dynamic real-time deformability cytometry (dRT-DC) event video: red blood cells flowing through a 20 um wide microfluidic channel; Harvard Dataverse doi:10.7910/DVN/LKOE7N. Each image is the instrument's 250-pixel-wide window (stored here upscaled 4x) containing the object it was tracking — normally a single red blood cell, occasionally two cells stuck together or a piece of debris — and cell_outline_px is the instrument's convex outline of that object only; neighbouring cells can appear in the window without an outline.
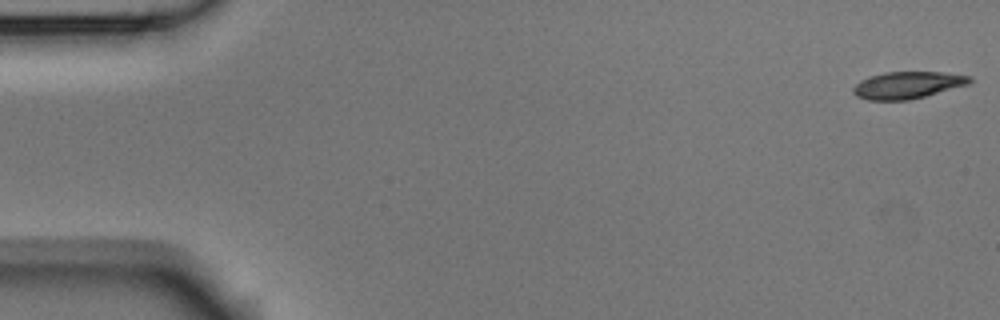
{"species": "Egyptian fruit bat (a non-hibernating species)", "species_latin": "Rousettus aegyptiacus", "temperature_condition": "room temperature", "stored_images_in_passage": 4, "camera_frame_rate_fps": 3000, "um_per_image_px": 0.085, "animal": {"sex": "male"}, "frame": {"image": 1, "passage_image": 1, "time_ms": 0.0, "image_size_px": [1000, 320], "cell_outline_px": [[972, 80], [968, 84], [924, 96], [908, 100], [868, 100], [856, 96], [852, 92], [852, 88], [860, 80], [884, 72], [940, 72], [972, 76]], "centroid_in_image_um": [77.11, 7.23], "position_along_channel_um": 7.9, "area_um2": 18.15}}